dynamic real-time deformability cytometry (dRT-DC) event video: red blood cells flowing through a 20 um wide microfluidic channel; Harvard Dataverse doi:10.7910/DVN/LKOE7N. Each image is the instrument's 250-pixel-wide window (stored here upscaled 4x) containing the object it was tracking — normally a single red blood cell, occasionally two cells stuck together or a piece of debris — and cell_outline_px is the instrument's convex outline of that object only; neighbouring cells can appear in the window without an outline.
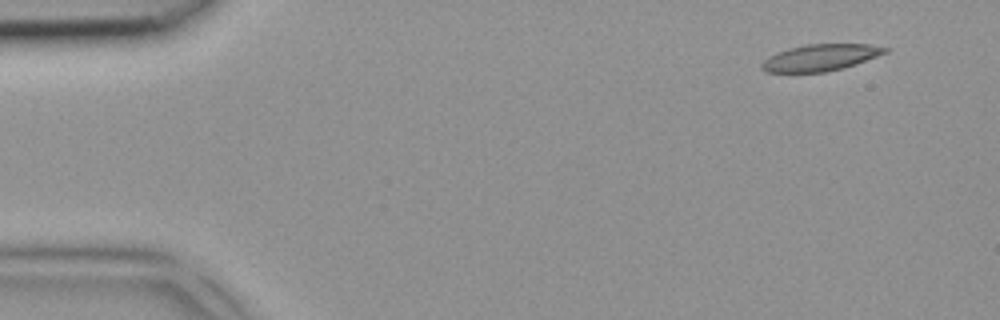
{"species": "common noctule bat (a hibernating species)", "species_latin": "Nyctalus noctula", "temperature_condition": "room temperature", "stored_images_in_passage": 3, "camera_frame_rate_fps": 3000, "um_per_image_px": 0.085, "animal": {"sex": "female", "body_mass_g": 18.4}, "frame": {"image": 1, "passage_image": 1, "time_ms": 0.0, "image_size_px": [1000, 320], "cell_outline_px": [[888, 52], [856, 64], [844, 68], [824, 72], [764, 72], [760, 68], [760, 64], [764, 60], [776, 52], [788, 48], [808, 44], [868, 44], [888, 48]], "centroid_in_image_um": [69.71, 4.9], "position_along_channel_um": 15.3, "area_um2": 19.13}}
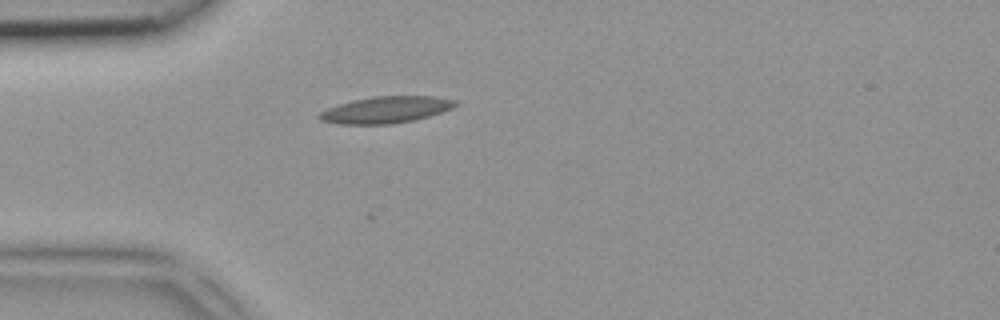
{"frame": {"image": 2, "passage_image": 3, "time_ms": 0.667, "image_size_px": [1000, 320], "cell_outline_px": [[460, 104], [452, 108], [428, 116], [412, 120], [392, 124], [336, 124], [320, 120], [316, 116], [320, 112], [328, 108], [352, 100], [372, 96], [436, 96], [456, 100]], "centroid_in_image_um": [32.79, 9.32], "position_along_channel_um": 52.2, "area_um2": 21.15}}